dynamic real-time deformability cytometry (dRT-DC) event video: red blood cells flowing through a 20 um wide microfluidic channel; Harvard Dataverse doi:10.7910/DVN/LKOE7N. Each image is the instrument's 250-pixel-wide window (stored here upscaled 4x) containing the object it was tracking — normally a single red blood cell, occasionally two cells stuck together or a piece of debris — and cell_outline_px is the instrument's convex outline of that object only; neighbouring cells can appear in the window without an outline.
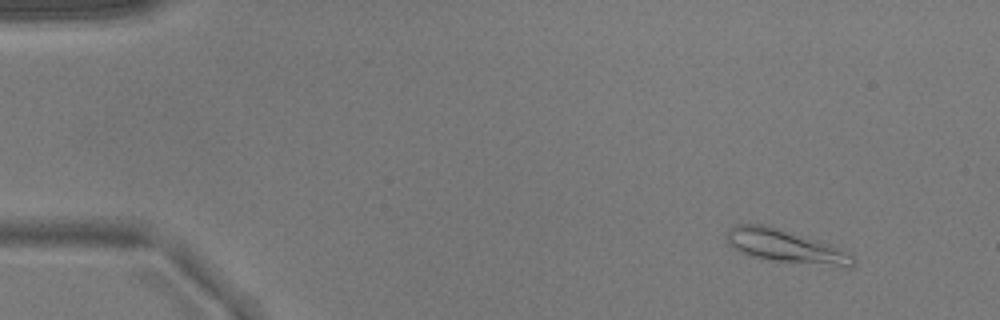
{"species": "common noctule bat (a hibernating species)", "species_latin": "Nyctalus noctula", "temperature_condition": "warm", "stored_images_in_passage": 49, "camera_frame_rate_fps": 3000, "um_per_image_px": 0.085, "animal": {"sex": "male", "body_mass_g": 17.9}, "frame": {"image": 1, "passage_image": 3, "time_ms": 0.667, "image_size_px": [1000, 320], "cell_outline_px": [[856, 260], [852, 268], [848, 268], [772, 260], [752, 256], [740, 252], [728, 244], [728, 228], [736, 224], [760, 224], [776, 228], [820, 240], [844, 248], [852, 252], [856, 256]], "centroid_in_image_um": [66.91, 20.95], "position_along_channel_um": 18.1, "area_um2": 24.62}}
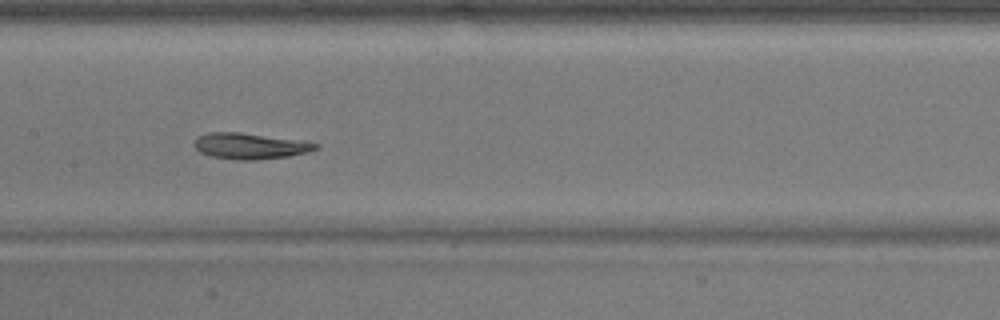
{"frame": {"image": 2, "passage_image": 24, "time_ms": 7.667, "image_size_px": [1000, 320], "cell_outline_px": [[320, 148], [288, 156], [256, 160], [236, 160], [212, 156], [200, 152], [192, 144], [200, 136], [208, 132], [240, 132], [304, 140], [320, 144]], "centroid_in_image_um": [21.28, 12.4], "position_along_channel_um": 186.1, "area_um2": 18.44}}
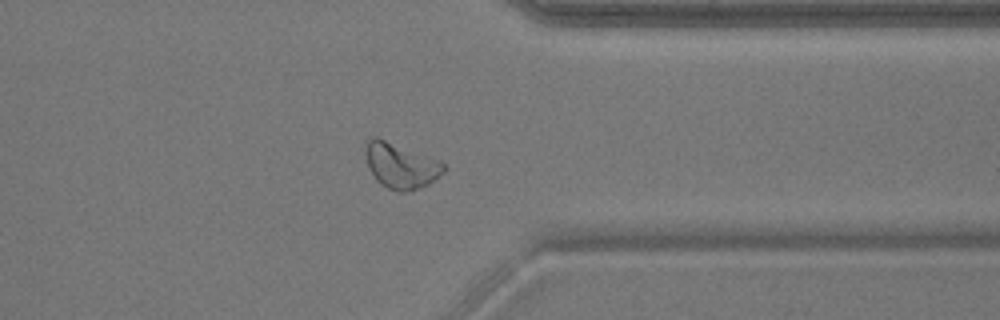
{"frame": {"image": 3, "passage_image": 39, "time_ms": 12.667, "image_size_px": [1000, 320], "cell_outline_px": [[448, 168], [444, 172], [428, 184], [420, 188], [408, 192], [396, 192], [380, 184], [376, 180], [368, 168], [364, 156], [364, 148], [368, 140], [372, 136], [376, 136], [440, 160]], "centroid_in_image_um": [34.04, 14.08], "position_along_channel_um": 377.4, "area_um2": 21.1}}